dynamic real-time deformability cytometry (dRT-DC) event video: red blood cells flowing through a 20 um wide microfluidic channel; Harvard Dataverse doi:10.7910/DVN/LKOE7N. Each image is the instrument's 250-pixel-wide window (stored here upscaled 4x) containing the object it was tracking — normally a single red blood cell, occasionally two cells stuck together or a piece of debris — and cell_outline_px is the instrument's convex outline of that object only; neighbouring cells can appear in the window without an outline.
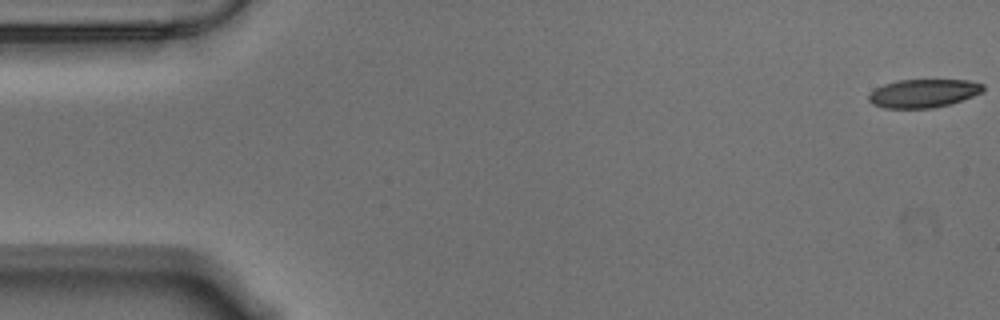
{"species": "Egyptian fruit bat (a non-hibernating species)", "species_latin": "Rousettus aegyptiacus", "temperature_condition": "warm", "stored_images_in_passage": 57, "camera_frame_rate_fps": 3000, "um_per_image_px": 0.085, "animal": {"sex": "male"}, "frame": {"image": 1, "passage_image": 1, "time_ms": 0.0, "image_size_px": [1000, 320], "cell_outline_px": [[984, 92], [948, 104], [932, 108], [884, 108], [872, 104], [868, 100], [868, 96], [876, 88], [884, 84], [896, 80], [968, 80], [984, 84]], "centroid_in_image_um": [78.48, 7.92], "position_along_channel_um": 6.5, "area_um2": 18.84}}
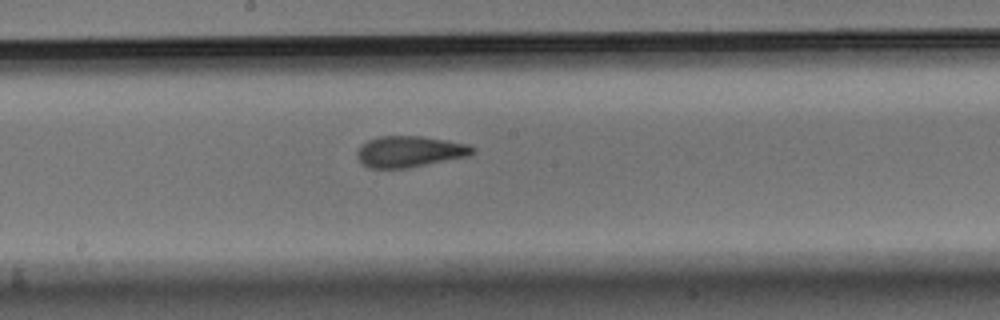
{"frame": {"image": 2, "passage_image": 30, "time_ms": 9.667, "image_size_px": [1000, 320], "cell_outline_px": [[476, 152], [468, 156], [408, 168], [368, 168], [356, 156], [356, 152], [368, 140], [380, 136], [420, 136], [468, 144], [476, 148]], "centroid_in_image_um": [34.84, 12.89], "position_along_channel_um": 213.4, "area_um2": 20.81}}
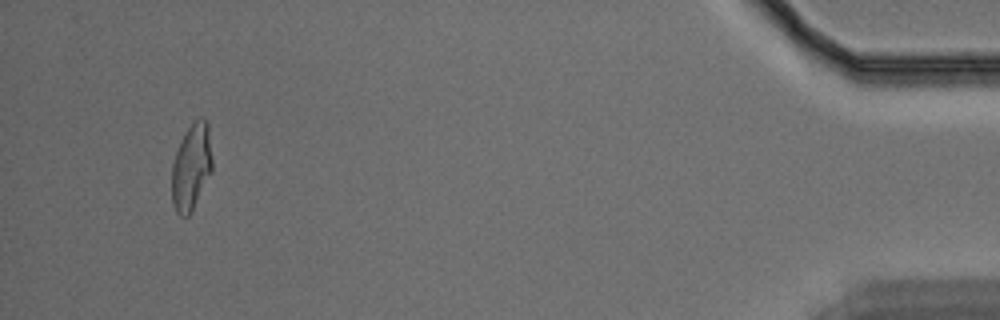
{"frame": {"image": 3, "passage_image": 54, "time_ms": 17.667, "image_size_px": [1000, 320], "cell_outline_px": [[212, 172], [192, 212], [188, 216], [180, 216], [176, 212], [172, 204], [172, 164], [180, 140], [184, 132], [200, 116], [204, 116], [208, 124], [212, 160]], "centroid_in_image_um": [16.27, 14.2], "position_along_channel_um": 418.9, "area_um2": 20.63}, "authors_computed_cell_mechanics": {"area_um2": 20.6346, "velocity_mm_per_s": 3.5424, "shape_relaxation_time_tau1_ms": 7.3824, "shape_relaxation_time_tau2_ms": 2.0643, "deformation_change_tau1": 0.2278, "deformation_change_tau2": 0.1072}}